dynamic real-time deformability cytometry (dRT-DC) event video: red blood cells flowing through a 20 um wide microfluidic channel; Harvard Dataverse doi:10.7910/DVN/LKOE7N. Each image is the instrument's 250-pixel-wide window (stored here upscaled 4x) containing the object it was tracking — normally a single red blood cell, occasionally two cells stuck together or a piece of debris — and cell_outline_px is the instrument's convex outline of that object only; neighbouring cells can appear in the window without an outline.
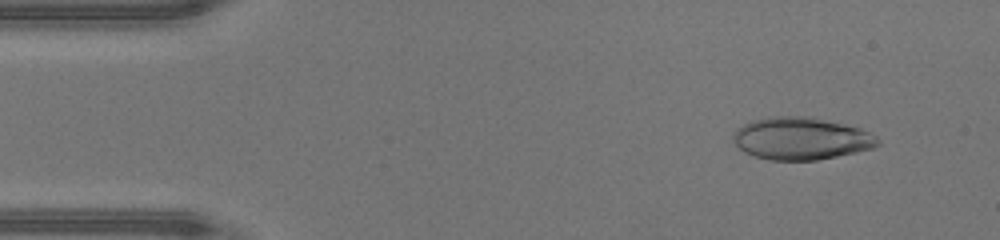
{"species": "human", "species_latin": "Homo sapiens", "temperature_condition": "warm", "stored_images_in_passage": 43, "camera_frame_rate_fps": 3000, "um_per_image_px": 0.085, "donor": {"sex": "male"}, "frame": {"image": 1, "passage_image": 1, "time_ms": 0.0, "image_size_px": [1000, 240], "cell_outline_px": [[880, 144], [872, 148], [836, 156], [816, 160], [772, 160], [756, 156], [744, 152], [736, 144], [732, 136], [736, 128], [744, 124], [756, 120], [772, 116], [808, 116], [860, 128], [876, 136], [880, 140]], "centroid_in_image_um": [68.09, 11.77], "position_along_channel_um": 16.9, "area_um2": 35.32}}
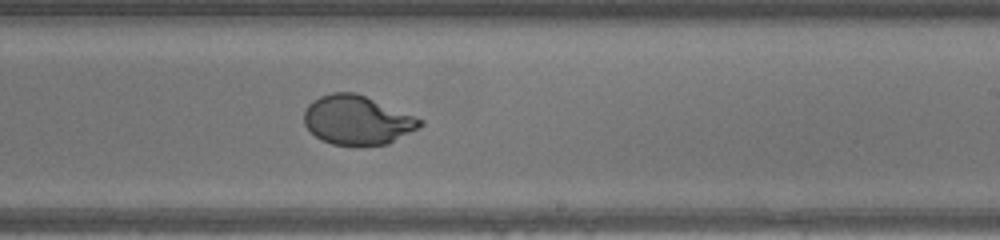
{"frame": {"image": 2, "passage_image": 24, "time_ms": 7.667, "image_size_px": [1000, 240], "cell_outline_px": [[424, 124], [420, 128], [388, 144], [332, 144], [320, 140], [304, 124], [304, 112], [308, 104], [312, 100], [320, 96], [332, 92], [356, 92], [424, 120]], "centroid_in_image_um": [30.37, 10.19], "position_along_channel_um": 258.6, "area_um2": 33.0}}
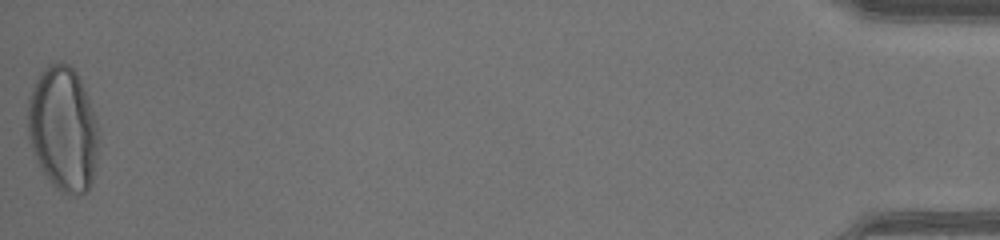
{"frame": {"image": 3, "passage_image": 43, "time_ms": 14.0, "image_size_px": [1000, 240], "cell_outline_px": [[96, 160], [92, 184], [88, 192], [72, 196], [68, 196], [60, 192], [48, 180], [36, 164], [28, 136], [28, 100], [32, 88], [40, 72], [48, 64], [68, 64], [76, 72], [84, 88], [96, 120]], "centroid_in_image_um": [5.33, 11.03], "position_along_channel_um": 429.9, "area_um2": 51.33}, "authors_computed_cell_mechanics": {"area_um2": 34.7956, "velocity_mm_per_s": 4.4251, "shape_relaxation_time_tau1_ms": 5.8474, "shape_relaxation_time_tau2_ms": null, "deformation_change_tau1": 0.3139, "deformation_change_tau2": null}}